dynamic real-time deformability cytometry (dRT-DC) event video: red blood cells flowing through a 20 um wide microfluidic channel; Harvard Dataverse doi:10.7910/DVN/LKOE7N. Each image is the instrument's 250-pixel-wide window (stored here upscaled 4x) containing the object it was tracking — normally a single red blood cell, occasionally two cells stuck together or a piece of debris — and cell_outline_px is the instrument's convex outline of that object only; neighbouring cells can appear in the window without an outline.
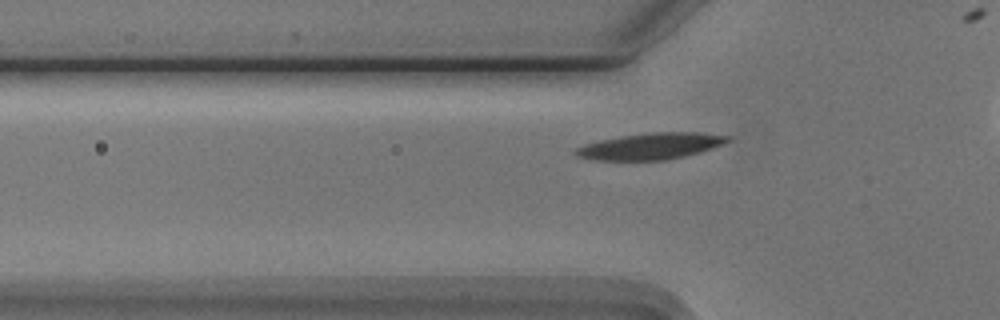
{"species": "Egyptian fruit bat (a non-hibernating species)", "species_latin": "Rousettus aegyptiacus", "temperature_condition": "cold", "stored_images_in_passage": 35, "camera_frame_rate_fps": 3000, "um_per_image_px": 0.085, "animal": {"sex": "male"}, "frame": {"image": 1, "passage_image": 5, "time_ms": 1.333, "image_size_px": [1000, 320], "cell_outline_px": [[732, 140], [724, 144], [712, 148], [684, 156], [664, 160], [592, 160], [576, 156], [572, 152], [576, 148], [584, 144], [600, 140], [620, 136], [648, 132], [700, 132], [732, 136]], "centroid_in_image_um": [55.31, 12.41], "position_along_channel_um": 70.5, "area_um2": 23.58}}
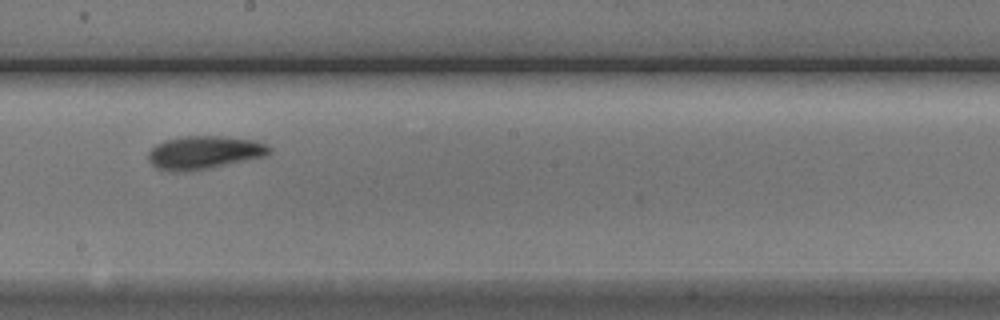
{"frame": {"image": 2, "passage_image": 18, "time_ms": 5.667, "image_size_px": [1000, 320], "cell_outline_px": [[272, 152], [264, 156], [208, 168], [184, 172], [168, 172], [156, 168], [148, 160], [148, 152], [156, 144], [164, 140], [180, 136], [220, 136], [256, 140], [272, 148]], "centroid_in_image_um": [17.3, 12.96], "position_along_channel_um": 230.9, "area_um2": 23.47}}
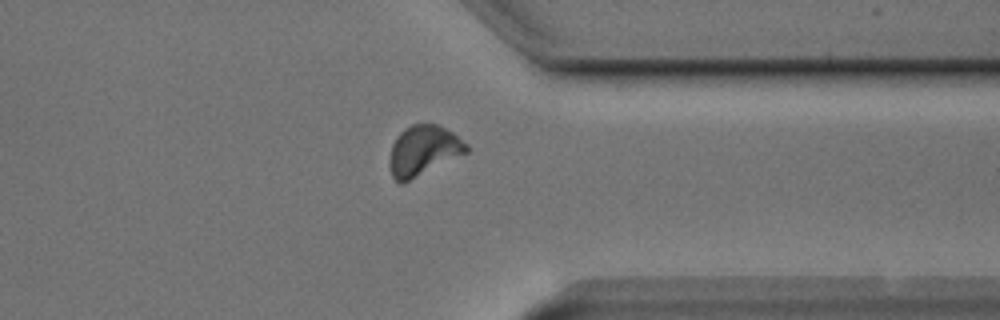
{"frame": {"image": 3, "passage_image": 30, "time_ms": 9.667, "image_size_px": [1000, 320], "cell_outline_px": [[468, 152], [400, 184], [392, 176], [388, 164], [392, 144], [396, 136], [404, 128], [412, 124], [436, 124], [452, 132], [468, 144]], "centroid_in_image_um": [35.96, 12.78], "position_along_channel_um": 375.4, "area_um2": 22.2}}